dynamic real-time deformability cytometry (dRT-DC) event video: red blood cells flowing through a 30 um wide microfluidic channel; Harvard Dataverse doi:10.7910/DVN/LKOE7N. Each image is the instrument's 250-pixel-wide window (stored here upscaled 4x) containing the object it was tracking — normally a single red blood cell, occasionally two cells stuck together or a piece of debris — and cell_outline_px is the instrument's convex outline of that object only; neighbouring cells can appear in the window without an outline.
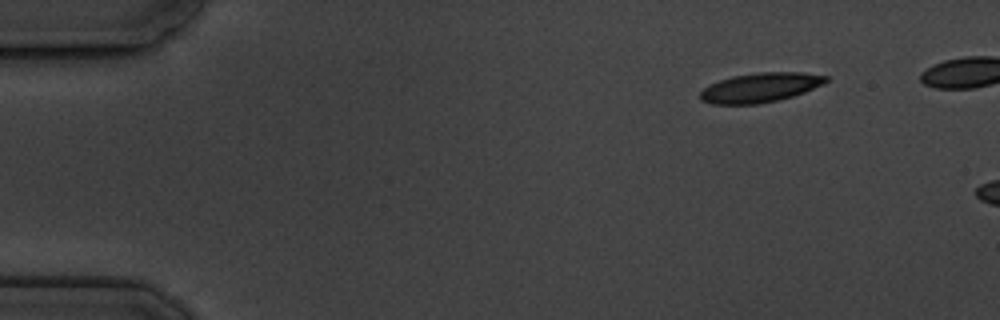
{"species": "common noctule bat (a hibernating species)", "species_latin": "Nyctalus noctula", "temperature_condition": "cold", "stored_images_in_passage": 3, "camera_frame_rate_fps": 3000, "um_per_image_px": 0.085, "animal": {"sex": "male", "body_mass_g": 19.5, "forearm_length_mm": 54.6}, "frame": {"image": 1, "passage_image": 1, "time_ms": 0.0, "image_size_px": [1000, 320], "cell_outline_px": [[828, 80], [824, 84], [804, 92], [792, 96], [760, 104], [712, 104], [700, 100], [700, 92], [704, 88], [720, 80], [732, 76], [760, 72], [804, 72], [828, 76]], "centroid_in_image_um": [64.64, 7.44], "position_along_channel_um": 20.4, "area_um2": 21.5}}